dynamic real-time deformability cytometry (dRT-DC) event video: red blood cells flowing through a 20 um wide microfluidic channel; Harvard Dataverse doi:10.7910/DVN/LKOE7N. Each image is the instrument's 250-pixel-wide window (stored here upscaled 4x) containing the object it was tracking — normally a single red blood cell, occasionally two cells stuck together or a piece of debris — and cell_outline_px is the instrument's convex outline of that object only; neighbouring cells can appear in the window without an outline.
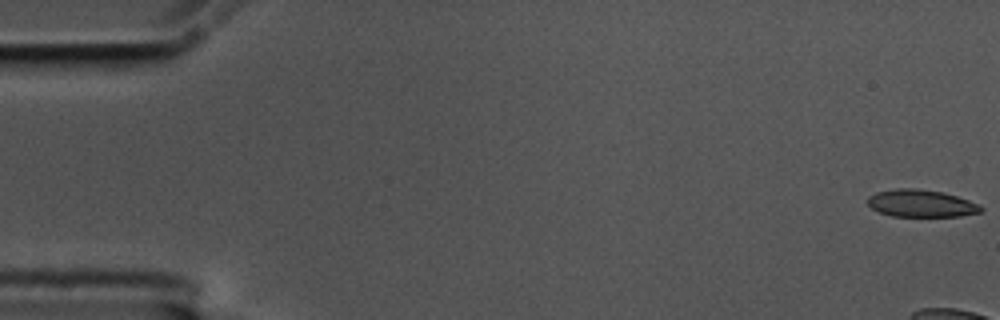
{"species": "common noctule bat (a hibernating species)", "species_latin": "Nyctalus noctula", "temperature_condition": "cold", "stored_images_in_passage": 9, "camera_frame_rate_fps": 3000, "um_per_image_px": 0.085, "animal": {"sex": "male", "body_mass_g": 17.5, "forearm_length_mm": 52.3}, "frame": {"image": 1, "passage_image": 1, "time_ms": 0.0, "image_size_px": [1000, 320], "cell_outline_px": [[984, 208], [980, 212], [960, 216], [892, 216], [880, 212], [872, 208], [868, 204], [868, 196], [876, 192], [896, 188], [916, 188], [944, 192], [980, 204]], "centroid_in_image_um": [78.3, 17.28], "position_along_channel_um": 6.7, "area_um2": 18.03}}